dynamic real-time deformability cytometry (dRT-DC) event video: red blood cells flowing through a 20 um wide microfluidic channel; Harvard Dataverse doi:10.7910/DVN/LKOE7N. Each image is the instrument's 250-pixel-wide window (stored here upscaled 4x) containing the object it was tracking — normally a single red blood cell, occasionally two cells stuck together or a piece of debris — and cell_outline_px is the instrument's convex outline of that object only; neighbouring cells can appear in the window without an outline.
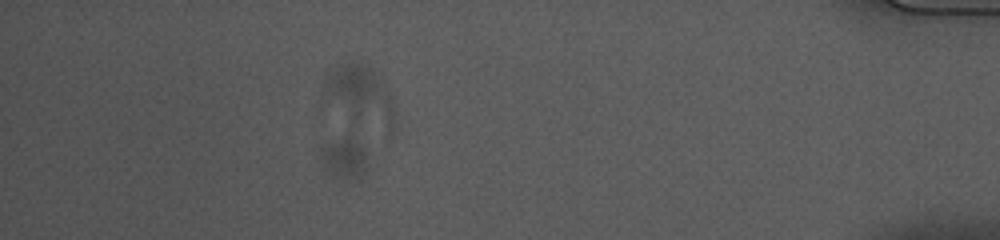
{"species": "common noctule bat (a hibernating species)", "species_latin": "Nyctalus noctula", "temperature_condition": "cold", "stored_images_in_passage": 45, "camera_frame_rate_fps": 3000, "um_per_image_px": 0.085, "animal": {"sex": "female", "body_mass_g": 10.0, "forearm_length_mm": 53.1}, "frame": {"image": 1, "passage_image": 39, "time_ms": 12.667, "image_size_px": [1000, 240], "cell_outline_px": [[368, 168], [360, 180], [344, 180], [336, 176], [320, 164], [320, 156], [324, 148], [328, 144], [352, 132], [364, 148], [368, 164]], "centroid_in_image_um": [29.35, 13.45], "position_along_channel_um": 405.8, "area_um2": 11.62}}